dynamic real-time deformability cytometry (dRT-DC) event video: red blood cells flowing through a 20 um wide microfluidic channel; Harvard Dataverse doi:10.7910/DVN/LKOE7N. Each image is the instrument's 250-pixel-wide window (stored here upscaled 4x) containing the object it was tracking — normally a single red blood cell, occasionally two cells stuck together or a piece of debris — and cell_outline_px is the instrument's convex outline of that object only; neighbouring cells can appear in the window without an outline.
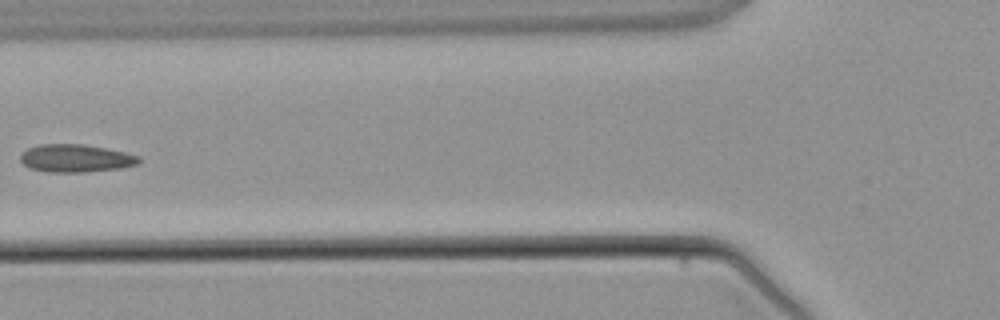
{"species": "common noctule bat (a hibernating species)", "species_latin": "Nyctalus noctula", "temperature_condition": "warm", "stored_images_in_passage": 4, "camera_frame_rate_fps": 3000, "um_per_image_px": 0.085, "animal": {"sex": "male", "body_mass_g": 21.5, "forearm_length_mm": 52.0}, "frame": {"image": 1, "passage_image": 4, "time_ms": 3.667, "image_size_px": [1000, 320], "cell_outline_px": [[140, 160], [136, 164], [120, 168], [84, 172], [48, 172], [28, 168], [20, 160], [20, 156], [28, 148], [40, 144], [84, 144], [108, 148], [140, 156]], "centroid_in_image_um": [6.42, 13.45], "position_along_channel_um": 119.4, "area_um2": 19.19}}